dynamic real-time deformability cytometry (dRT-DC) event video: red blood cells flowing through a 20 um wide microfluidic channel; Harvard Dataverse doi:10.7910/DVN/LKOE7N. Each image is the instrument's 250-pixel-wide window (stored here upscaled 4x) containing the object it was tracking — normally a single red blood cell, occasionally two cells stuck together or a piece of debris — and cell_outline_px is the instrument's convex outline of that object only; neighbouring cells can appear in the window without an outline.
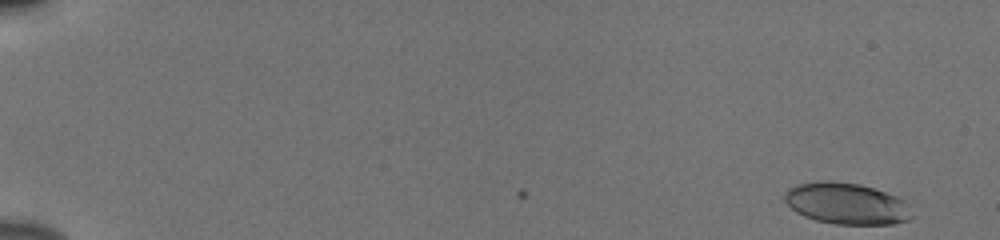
{"species": "human", "species_latin": "Homo sapiens", "temperature_condition": "cold", "stored_images_in_passage": 11, "camera_frame_rate_fps": 3000, "um_per_image_px": 0.085, "donor": {"sex": "male"}, "frame": {"image": 1, "passage_image": 1, "time_ms": 0.0, "image_size_px": [1000, 240], "cell_outline_px": [[912, 216], [908, 220], [892, 224], [836, 224], [816, 220], [804, 216], [796, 212], [784, 200], [784, 192], [788, 188], [796, 184], [828, 180], [832, 180], [860, 184], [896, 196], [904, 200]], "centroid_in_image_um": [71.91, 17.29], "position_along_channel_um": 13.1, "area_um2": 30.58}}